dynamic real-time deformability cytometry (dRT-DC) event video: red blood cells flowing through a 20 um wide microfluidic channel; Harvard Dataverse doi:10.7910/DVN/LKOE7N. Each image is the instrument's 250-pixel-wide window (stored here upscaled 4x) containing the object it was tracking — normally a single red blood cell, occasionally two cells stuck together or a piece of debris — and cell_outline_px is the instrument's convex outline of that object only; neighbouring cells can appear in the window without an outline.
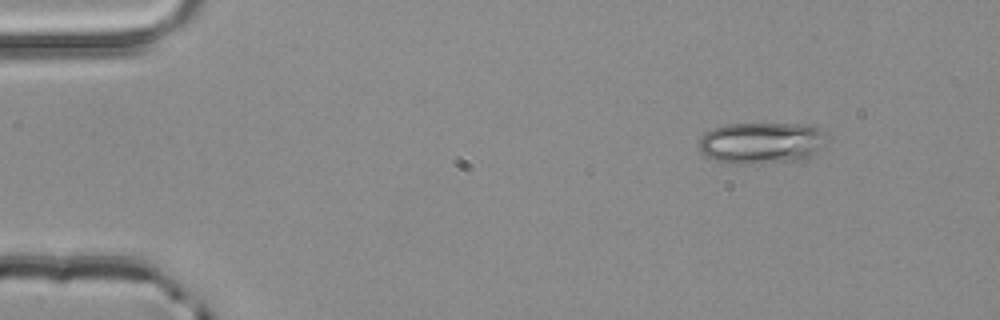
{"species": "common noctule bat (a hibernating species)", "species_latin": "Nyctalus noctula", "temperature_condition": "room temperature", "stored_images_in_passage": 2, "camera_frame_rate_fps": 3000, "um_per_image_px": 0.085, "animal": {"sex": "male", "body_mass_g": 20.4}, "frame": {"image": 1, "passage_image": 1, "time_ms": 0.0, "image_size_px": [1000, 320], "cell_outline_px": [[832, 136], [816, 152], [800, 160], [748, 164], [740, 164], [712, 160], [700, 152], [700, 136], [704, 132], [712, 128], [728, 124], [812, 124], [820, 128]], "centroid_in_image_um": [64.77, 12.13], "position_along_channel_um": 20.2, "area_um2": 31.39}}